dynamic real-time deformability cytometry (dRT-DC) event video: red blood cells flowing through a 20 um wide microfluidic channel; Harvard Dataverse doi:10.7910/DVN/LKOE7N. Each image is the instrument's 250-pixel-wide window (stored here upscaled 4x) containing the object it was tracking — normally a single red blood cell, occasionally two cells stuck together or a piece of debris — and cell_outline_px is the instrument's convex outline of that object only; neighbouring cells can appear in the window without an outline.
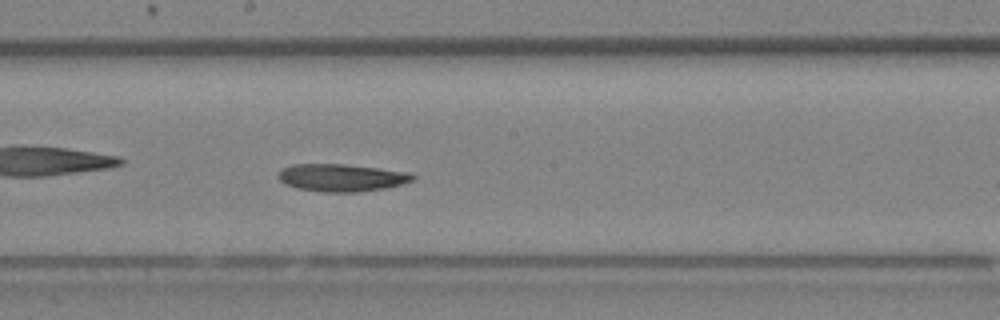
{"species": "Egyptian fruit bat (a non-hibernating species)", "species_latin": "Rousettus aegyptiacus", "temperature_condition": "room temperature", "stored_images_in_passage": 15, "camera_frame_rate_fps": 3000, "um_per_image_px": 0.085, "animal": {"sex": "female"}, "frame": {"image": 1, "passage_image": 13, "time_ms": 4.0, "image_size_px": [1000, 320], "cell_outline_px": [[416, 176], [412, 180], [400, 184], [384, 188], [356, 192], [324, 192], [296, 188], [284, 184], [276, 176], [284, 168], [292, 164], [344, 164], [408, 172]], "centroid_in_image_um": [28.98, 15.1], "position_along_channel_um": 219.2, "area_um2": 21.33}}